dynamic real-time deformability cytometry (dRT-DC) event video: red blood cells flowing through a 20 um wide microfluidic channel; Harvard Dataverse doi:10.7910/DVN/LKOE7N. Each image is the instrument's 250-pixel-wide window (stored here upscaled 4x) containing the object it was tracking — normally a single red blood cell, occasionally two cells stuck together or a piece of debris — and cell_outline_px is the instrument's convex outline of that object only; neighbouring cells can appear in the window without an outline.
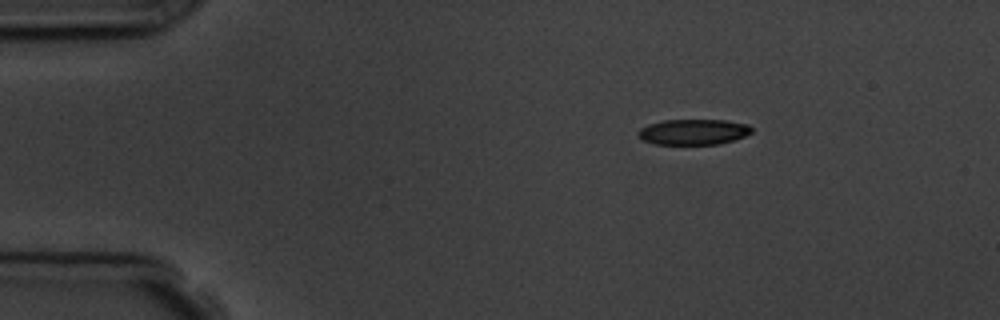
{"species": "common noctule bat (a hibernating species)", "species_latin": "Nyctalus noctula", "temperature_condition": "room temperature", "stored_images_in_passage": 6, "camera_frame_rate_fps": 3000, "um_per_image_px": 0.085, "animal": {"sex": "male", "body_mass_g": 19.5, "forearm_length_mm": 54.6}, "frame": {"image": 1, "passage_image": 1, "time_ms": 0.0, "image_size_px": [1000, 320], "cell_outline_px": [[752, 132], [744, 136], [720, 144], [656, 144], [644, 140], [636, 136], [636, 132], [640, 128], [648, 124], [664, 120], [724, 120], [748, 124], [752, 128]], "centroid_in_image_um": [58.91, 11.21], "position_along_channel_um": 26.1, "area_um2": 16.94}}
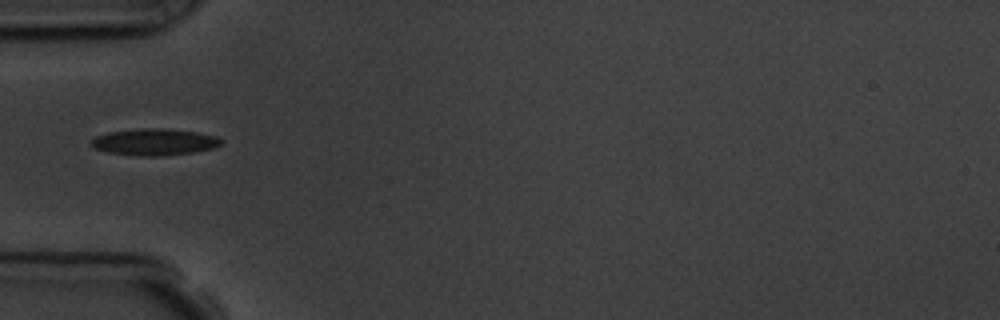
{"frame": {"image": 2, "passage_image": 3, "time_ms": 3.0, "image_size_px": [1000, 320], "cell_outline_px": [[224, 140], [216, 148], [192, 152], [160, 156], [140, 156], [108, 152], [96, 148], [88, 144], [88, 140], [96, 136], [108, 132], [140, 128], [160, 128], [196, 132], [216, 136]], "centroid_in_image_um": [13.1, 12.06], "position_along_channel_um": 71.9, "area_um2": 20.23}}